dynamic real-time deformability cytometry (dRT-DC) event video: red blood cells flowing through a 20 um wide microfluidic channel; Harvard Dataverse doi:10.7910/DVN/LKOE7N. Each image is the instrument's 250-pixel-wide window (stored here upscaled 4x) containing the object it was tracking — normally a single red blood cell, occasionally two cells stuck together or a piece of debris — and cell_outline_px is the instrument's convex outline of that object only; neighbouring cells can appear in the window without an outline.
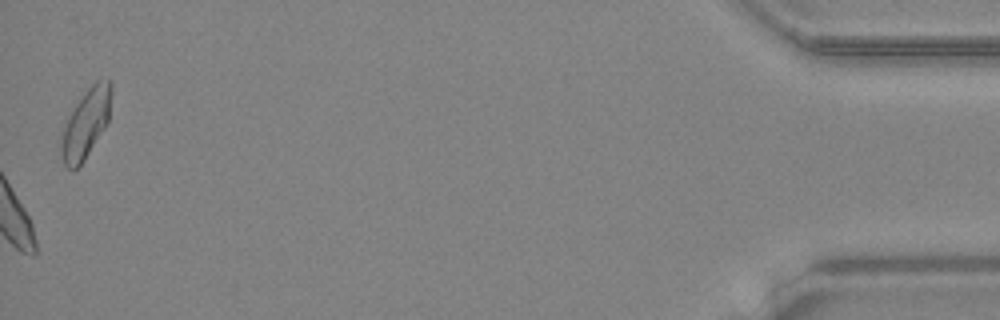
{"species": "common noctule bat (a hibernating species)", "species_latin": "Nyctalus noctula", "temperature_condition": "warm", "stored_images_in_passage": 34, "camera_frame_rate_fps": 3000, "um_per_image_px": 0.085, "animal": {"sex": "female", "body_mass_g": 24.6, "forearm_length_mm": 56.2}, "frame": {"image": 1, "passage_image": 34, "time_ms": 11.0, "image_size_px": [1000, 320], "cell_outline_px": [[112, 92], [108, 120], [84, 160], [72, 172], [64, 164], [60, 152], [60, 136], [64, 124], [76, 104], [84, 92], [96, 80], [108, 76], [112, 84]], "centroid_in_image_um": [7.29, 10.46], "position_along_channel_um": 427.9, "area_um2": 20.17}, "authors_computed_cell_mechanics": {"area_um2": 18.8717, "velocity_mm_per_s": 4.3942, "shape_relaxation_time_tau1_ms": 4.9377, "shape_relaxation_time_tau2_ms": 2.8178, "deformation_change_tau1": 0.1017, "deformation_change_tau2": 0.0579}}